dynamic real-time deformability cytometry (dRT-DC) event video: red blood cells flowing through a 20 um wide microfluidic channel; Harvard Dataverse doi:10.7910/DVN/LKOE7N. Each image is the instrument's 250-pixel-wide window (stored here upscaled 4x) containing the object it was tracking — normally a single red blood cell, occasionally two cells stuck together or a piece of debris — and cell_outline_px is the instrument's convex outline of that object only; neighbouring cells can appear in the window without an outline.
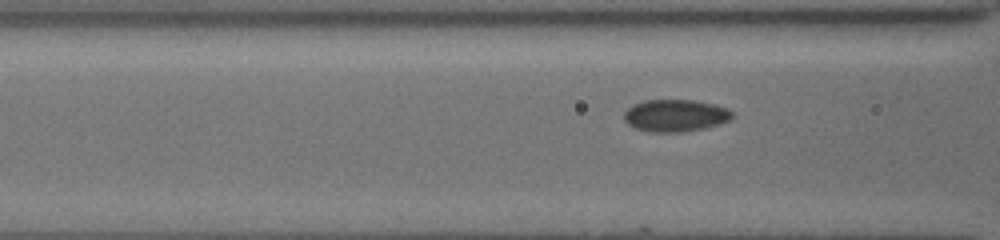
{"species": "common noctule bat (a hibernating species)", "species_latin": "Nyctalus noctula", "temperature_condition": "cold", "stored_images_in_passage": 26, "camera_frame_rate_fps": 3000, "um_per_image_px": 0.085, "animal": {"sex": "female", "body_mass_g": 19.5, "forearm_length_mm": 54.1}, "frame": {"image": 1, "passage_image": 20, "time_ms": 6.333, "image_size_px": [1000, 240], "cell_outline_px": [[732, 120], [720, 124], [680, 132], [652, 132], [636, 128], [628, 124], [624, 120], [624, 112], [628, 108], [644, 100], [692, 100], [716, 104], [728, 108], [732, 112]], "centroid_in_image_um": [57.43, 9.81], "position_along_channel_um": 109.2, "area_um2": 20.17}}
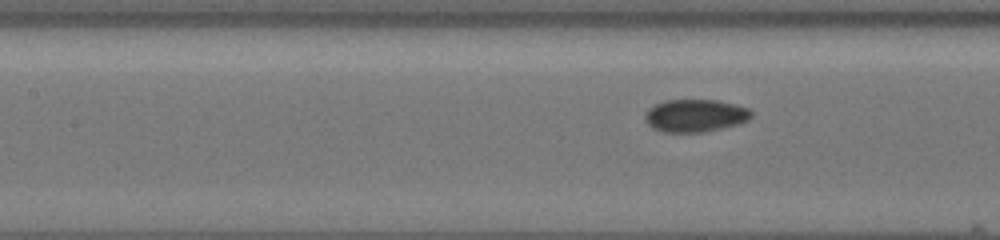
{"frame": {"image": 2, "passage_image": 23, "time_ms": 7.333, "image_size_px": [1000, 240], "cell_outline_px": [[752, 116], [736, 124], [720, 128], [700, 132], [664, 132], [652, 128], [648, 124], [644, 116], [656, 104], [664, 100], [716, 100], [736, 104], [748, 108], [752, 112]], "centroid_in_image_um": [59.08, 9.82], "position_along_channel_um": 148.3, "area_um2": 19.83}}